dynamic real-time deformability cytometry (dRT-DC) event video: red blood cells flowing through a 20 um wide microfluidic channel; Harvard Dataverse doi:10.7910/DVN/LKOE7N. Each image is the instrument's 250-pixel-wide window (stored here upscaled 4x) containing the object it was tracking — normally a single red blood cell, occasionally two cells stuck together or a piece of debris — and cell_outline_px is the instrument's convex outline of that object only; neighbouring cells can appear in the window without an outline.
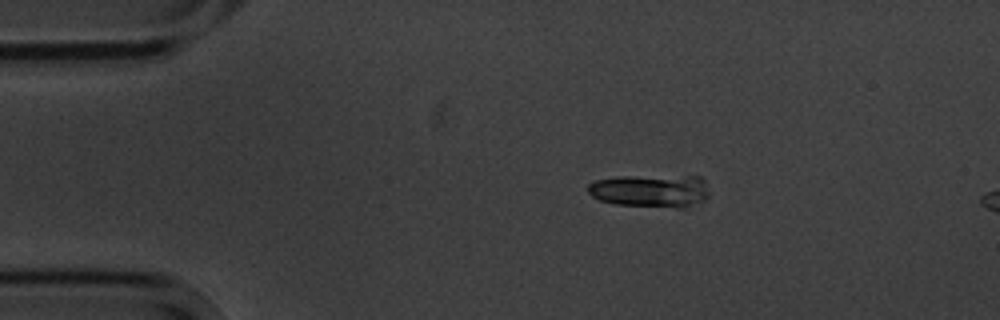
{"species": "common noctule bat (a hibernating species)", "species_latin": "Nyctalus noctula", "temperature_condition": "cold", "stored_images_in_passage": 8, "camera_frame_rate_fps": 3000, "um_per_image_px": 0.085, "animal": {"sex": "male", "body_mass_g": 20.1, "forearm_length_mm": 53.5}, "frame": {"image": 1, "passage_image": 1, "time_ms": 0.0, "image_size_px": [1000, 320], "cell_outline_px": [[708, 196], [704, 200], [684, 208], [676, 208], [616, 204], [600, 200], [592, 196], [588, 192], [588, 184], [596, 180], [620, 176], [700, 176], [704, 180], [708, 192]], "centroid_in_image_um": [55.31, 16.21], "position_along_channel_um": 29.7, "area_um2": 23.29}}
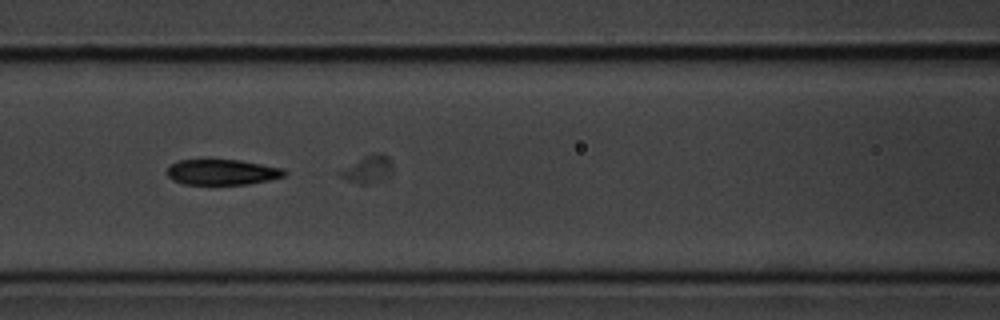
{"frame": {"image": 2, "passage_image": 5, "time_ms": 4.667, "image_size_px": [1000, 320], "cell_outline_px": [[288, 172], [284, 176], [268, 180], [248, 184], [184, 184], [172, 180], [168, 176], [168, 168], [172, 164], [180, 160], [204, 156], [208, 156], [240, 160], [284, 168]], "centroid_in_image_um": [18.86, 14.57], "position_along_channel_um": 147.7, "area_um2": 18.26}}
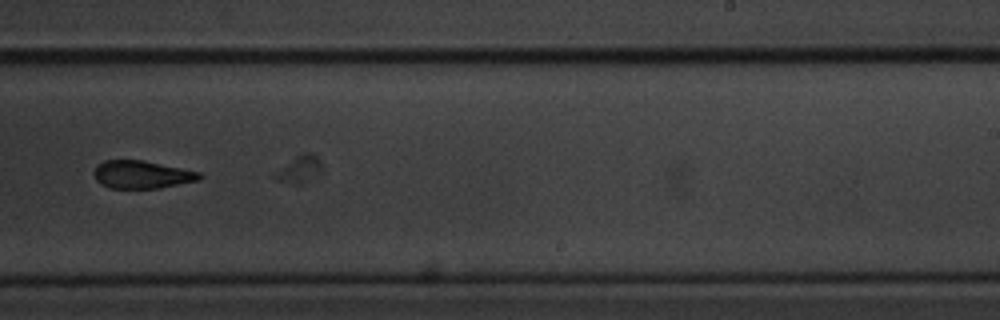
{"frame": {"image": 3, "passage_image": 8, "time_ms": 8.333, "image_size_px": [1000, 320], "cell_outline_px": [[204, 176], [200, 180], [160, 188], [108, 188], [100, 184], [96, 180], [92, 172], [104, 160], [144, 160], [200, 172]], "centroid_in_image_um": [12.07, 14.84], "position_along_channel_um": 276.9, "area_um2": 17.22}}